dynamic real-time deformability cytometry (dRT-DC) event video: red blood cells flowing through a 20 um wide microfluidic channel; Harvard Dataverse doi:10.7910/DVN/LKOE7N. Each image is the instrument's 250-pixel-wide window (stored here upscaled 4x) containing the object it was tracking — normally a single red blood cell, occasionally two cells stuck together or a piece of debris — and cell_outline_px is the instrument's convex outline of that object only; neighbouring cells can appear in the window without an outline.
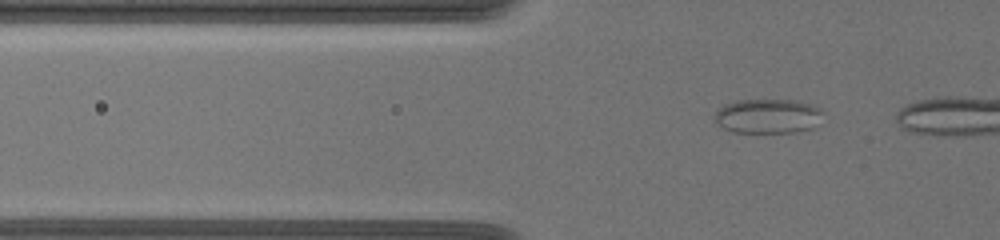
{"species": "common noctule bat (a hibernating species)", "species_latin": "Nyctalus noctula", "temperature_condition": "warm", "stored_images_in_passage": 10, "camera_frame_rate_fps": 3000, "um_per_image_px": 0.085, "animal": {"sex": "female", "body_mass_g": 19.5, "forearm_length_mm": 54.1}, "frame": {"image": 1, "passage_image": 4, "time_ms": 1.0, "image_size_px": [1000, 240], "cell_outline_px": [[824, 112], [812, 128], [796, 132], [732, 132], [724, 128], [716, 120], [716, 112], [724, 104], [736, 100], [792, 100], [808, 104], [820, 108]], "centroid_in_image_um": [65.27, 9.86], "position_along_channel_um": 60.5, "area_um2": 21.44}}